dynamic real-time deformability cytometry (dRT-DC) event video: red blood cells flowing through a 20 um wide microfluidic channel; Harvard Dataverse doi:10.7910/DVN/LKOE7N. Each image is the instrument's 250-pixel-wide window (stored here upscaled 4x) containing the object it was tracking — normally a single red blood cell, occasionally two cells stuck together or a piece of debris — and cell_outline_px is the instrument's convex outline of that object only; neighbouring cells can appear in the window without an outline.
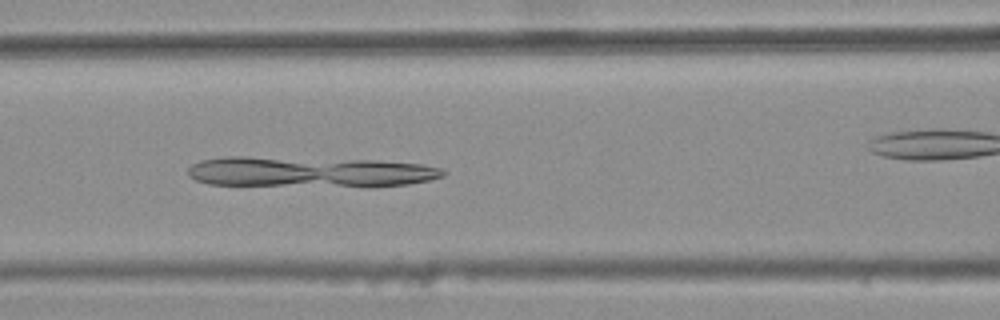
{"species": "common noctule bat (a hibernating species)", "species_latin": "Nyctalus noctula", "temperature_condition": "warm", "stored_images_in_passage": 34, "camera_frame_rate_fps": 3000, "um_per_image_px": 0.085, "animal": {"sex": "female", "body_mass_g": 25.1}, "frame": {"image": 1, "passage_image": 15, "time_ms": 4.667, "image_size_px": [1000, 320], "cell_outline_px": [[448, 172], [444, 176], [428, 180], [408, 184], [376, 188], [364, 188], [208, 184], [196, 180], [188, 176], [188, 168], [192, 164], [200, 160], [224, 156], [244, 156], [380, 160], [420, 164], [440, 168]], "centroid_in_image_um": [26.35, 14.63], "position_along_channel_um": 140.2, "area_um2": 46.93}}